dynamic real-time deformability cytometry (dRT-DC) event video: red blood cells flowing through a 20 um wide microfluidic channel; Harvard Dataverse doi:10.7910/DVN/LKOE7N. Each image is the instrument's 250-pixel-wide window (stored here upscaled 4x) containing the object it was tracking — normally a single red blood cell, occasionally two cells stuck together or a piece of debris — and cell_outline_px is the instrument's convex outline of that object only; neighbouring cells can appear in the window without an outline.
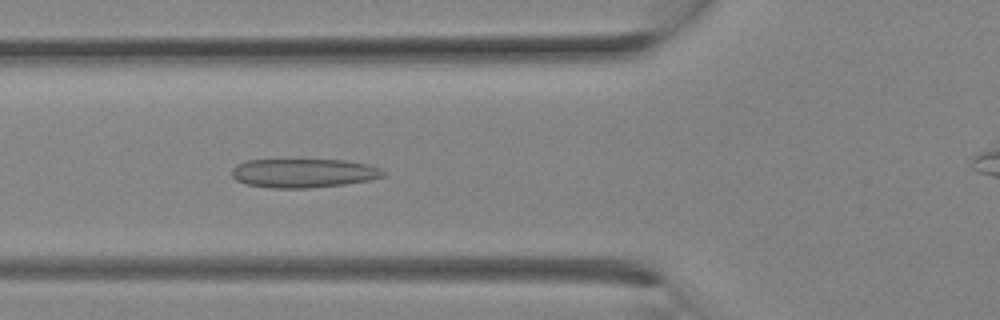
{"species": "Egyptian fruit bat (a non-hibernating species)", "species_latin": "Rousettus aegyptiacus", "temperature_condition": "room temperature", "stored_images_in_passage": 10, "camera_frame_rate_fps": 3000, "um_per_image_px": 0.085, "animal": {"sex": "female"}, "frame": {"image": 1, "passage_image": 10, "time_ms": 3.0, "image_size_px": [1000, 320], "cell_outline_px": [[384, 176], [368, 180], [344, 184], [308, 188], [272, 188], [248, 184], [236, 180], [232, 176], [232, 168], [236, 164], [244, 160], [344, 160], [368, 164], [380, 168], [384, 172]], "centroid_in_image_um": [25.77, 14.71], "position_along_channel_um": 100.0, "area_um2": 25.43}}